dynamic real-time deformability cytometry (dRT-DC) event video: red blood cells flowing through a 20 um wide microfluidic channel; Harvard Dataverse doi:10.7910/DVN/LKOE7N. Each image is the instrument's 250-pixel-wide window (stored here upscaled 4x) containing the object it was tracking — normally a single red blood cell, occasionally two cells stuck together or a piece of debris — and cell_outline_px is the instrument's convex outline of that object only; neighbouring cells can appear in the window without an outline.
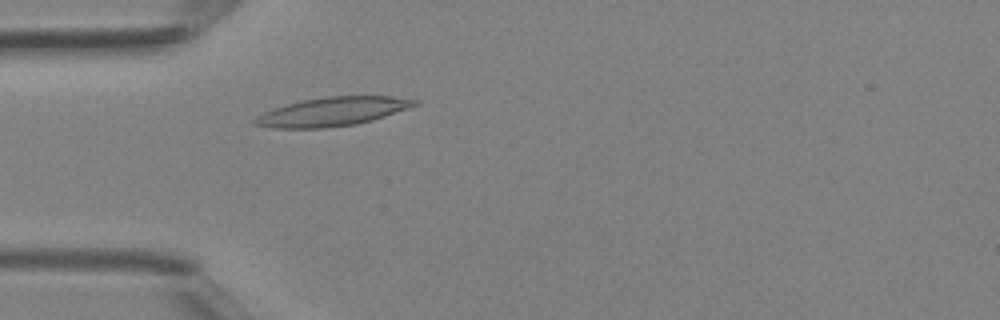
{"species": "Egyptian fruit bat (a non-hibernating species)", "species_latin": "Rousettus aegyptiacus", "temperature_condition": "room temperature", "stored_images_in_passage": 38, "camera_frame_rate_fps": 3000, "um_per_image_px": 0.085, "animal": {"sex": "female"}, "frame": {"image": 1, "passage_image": 8, "time_ms": 2.333, "image_size_px": [1000, 320], "cell_outline_px": [[420, 104], [372, 120], [356, 124], [324, 128], [272, 128], [256, 124], [252, 120], [256, 116], [264, 112], [284, 104], [304, 100], [328, 96], [392, 96], [420, 100]], "centroid_in_image_um": [28.27, 9.48], "position_along_channel_um": 56.7, "area_um2": 26.7}}
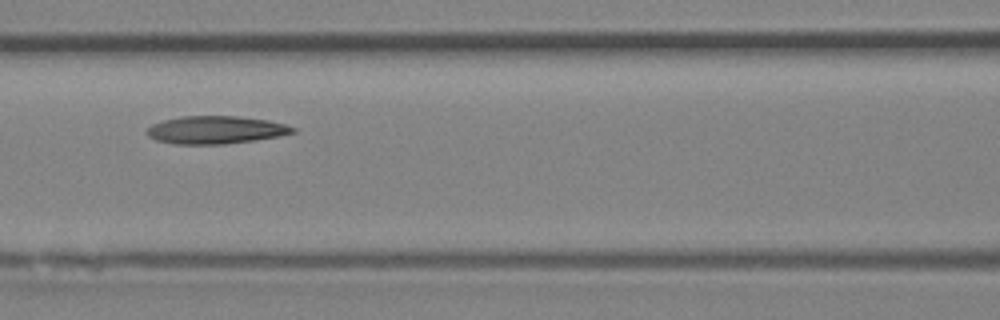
{"frame": {"image": 2, "passage_image": 14, "time_ms": 4.333, "image_size_px": [1000, 320], "cell_outline_px": [[296, 132], [280, 136], [224, 144], [176, 144], [156, 140], [148, 136], [148, 128], [152, 124], [164, 120], [180, 116], [236, 116], [268, 120], [284, 124], [296, 128]], "centroid_in_image_um": [18.34, 11.04], "position_along_channel_um": 148.3, "area_um2": 23.47}}
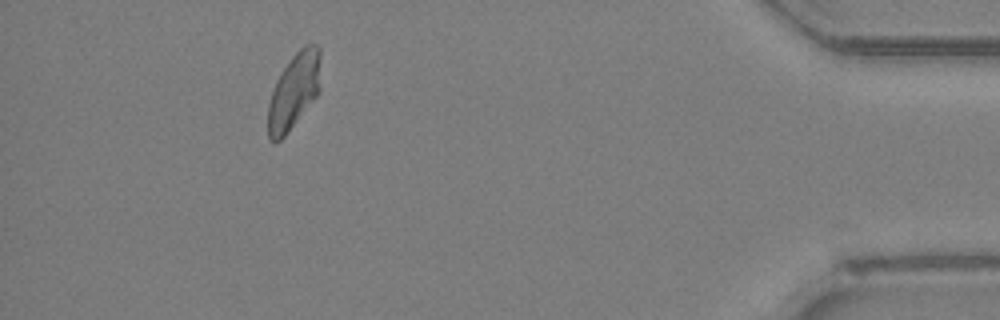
{"frame": {"image": 3, "passage_image": 34, "time_ms": 11.0, "image_size_px": [1000, 320], "cell_outline_px": [[320, 92], [288, 132], [276, 144], [268, 140], [268, 104], [276, 80], [280, 72], [292, 56], [304, 44], [316, 44], [320, 48]], "centroid_in_image_um": [24.99, 7.74], "position_along_channel_um": 410.2, "area_um2": 23.52}}